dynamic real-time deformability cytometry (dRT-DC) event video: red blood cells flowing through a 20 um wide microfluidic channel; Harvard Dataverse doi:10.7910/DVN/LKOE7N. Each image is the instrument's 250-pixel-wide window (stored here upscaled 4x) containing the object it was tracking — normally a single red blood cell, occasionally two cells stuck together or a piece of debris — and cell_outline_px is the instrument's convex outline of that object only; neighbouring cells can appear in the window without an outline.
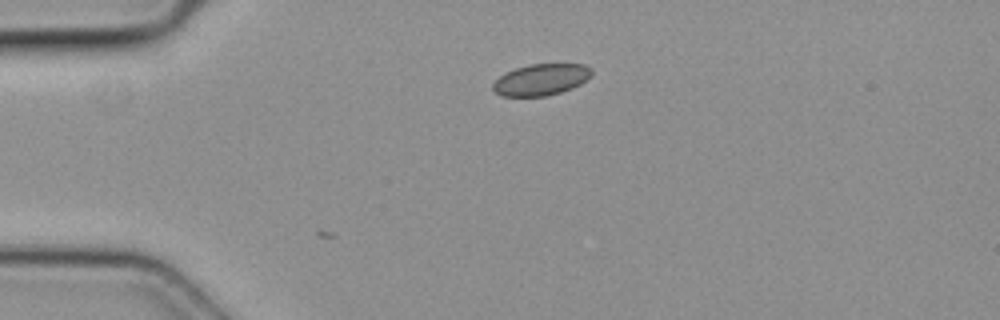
{"species": "common noctule bat (a hibernating species)", "species_latin": "Nyctalus noctula", "temperature_condition": "cold", "stored_images_in_passage": 5, "camera_frame_rate_fps": 3000, "um_per_image_px": 0.085, "animal": {"sex": "female", "body_mass_g": 19.3, "forearm_length_mm": 54.1}, "frame": {"image": 1, "passage_image": 1, "time_ms": 0.0, "image_size_px": [1000, 320], "cell_outline_px": [[592, 76], [580, 84], [572, 88], [560, 92], [544, 96], [500, 96], [492, 88], [492, 84], [504, 72], [528, 64], [584, 64], [592, 68]], "centroid_in_image_um": [45.99, 6.76], "position_along_channel_um": 39.0, "area_um2": 18.15}}
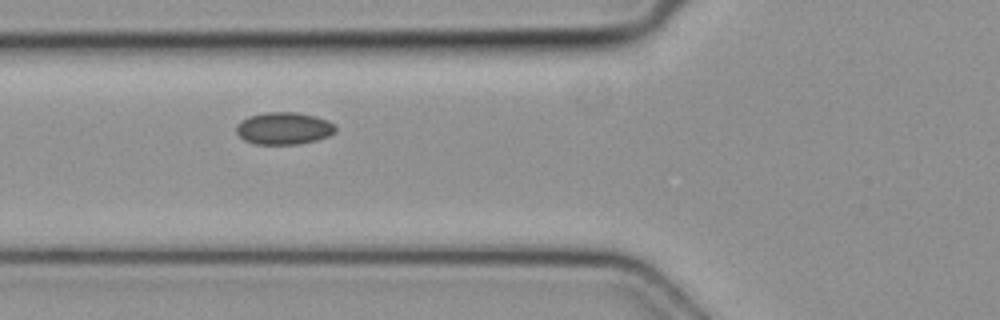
{"frame": {"image": 2, "passage_image": 3, "time_ms": 0.667, "image_size_px": [1000, 320], "cell_outline_px": [[336, 132], [328, 136], [316, 140], [296, 144], [256, 144], [244, 140], [236, 132], [236, 124], [240, 120], [248, 116], [264, 112], [296, 112], [316, 116], [328, 120], [336, 124]], "centroid_in_image_um": [24.13, 10.89], "position_along_channel_um": 101.7, "area_um2": 18.84}}
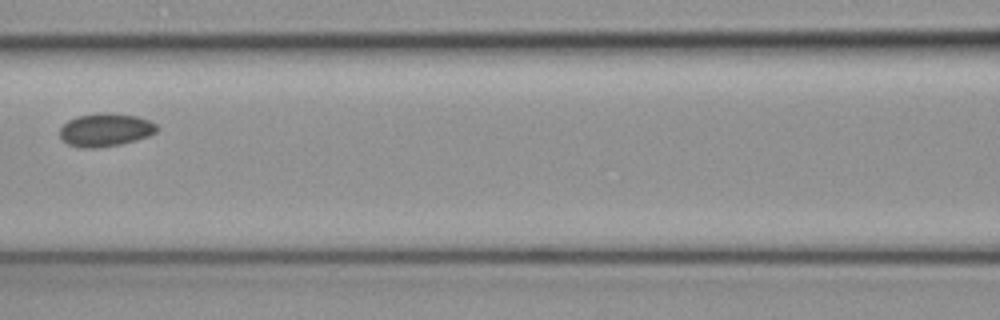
{"frame": {"image": 3, "passage_image": 4, "time_ms": 1.0, "image_size_px": [1000, 320], "cell_outline_px": [[160, 128], [156, 132], [148, 136], [136, 140], [120, 144], [92, 148], [84, 148], [68, 144], [60, 136], [60, 128], [68, 120], [76, 116], [96, 112], [108, 112], [136, 116], [148, 120], [156, 124]], "centroid_in_image_um": [8.97, 11.02], "position_along_channel_um": 157.6, "area_um2": 18.79}}